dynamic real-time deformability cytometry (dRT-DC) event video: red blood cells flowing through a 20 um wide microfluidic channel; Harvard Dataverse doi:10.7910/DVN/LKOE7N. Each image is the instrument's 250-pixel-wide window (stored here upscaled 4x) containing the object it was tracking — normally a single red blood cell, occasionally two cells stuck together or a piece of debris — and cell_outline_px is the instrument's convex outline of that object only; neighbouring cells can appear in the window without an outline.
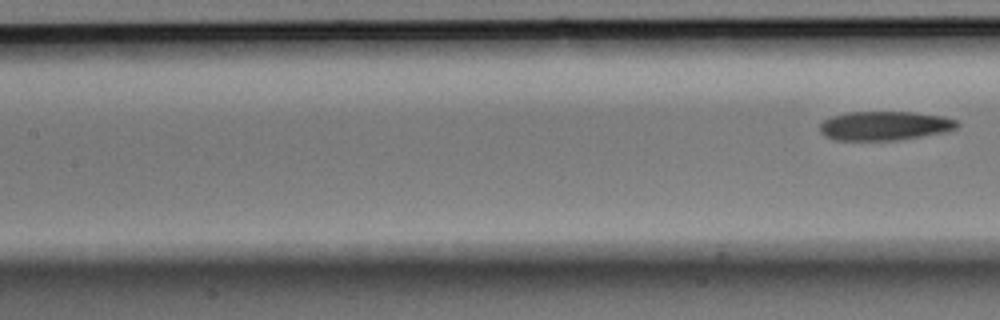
{"species": "Egyptian fruit bat (a non-hibernating species)", "species_latin": "Rousettus aegyptiacus", "temperature_condition": "room temperature", "stored_images_in_passage": 5, "segment_of_instrument_passage": [2, 2], "camera_frame_rate_fps": 3000, "um_per_image_px": 0.085, "animal": {"sex": "male"}, "frame": {"image": 1, "passage_image": 5, "time_ms": 1.333, "image_size_px": [1000, 320], "cell_outline_px": [[960, 124], [956, 128], [940, 132], [920, 136], [896, 140], [836, 140], [824, 136], [820, 132], [820, 124], [824, 120], [832, 116], [844, 112], [916, 112], [940, 116], [956, 120]], "centroid_in_image_um": [75.13, 10.68], "position_along_channel_um": 132.3, "area_um2": 23.06}}